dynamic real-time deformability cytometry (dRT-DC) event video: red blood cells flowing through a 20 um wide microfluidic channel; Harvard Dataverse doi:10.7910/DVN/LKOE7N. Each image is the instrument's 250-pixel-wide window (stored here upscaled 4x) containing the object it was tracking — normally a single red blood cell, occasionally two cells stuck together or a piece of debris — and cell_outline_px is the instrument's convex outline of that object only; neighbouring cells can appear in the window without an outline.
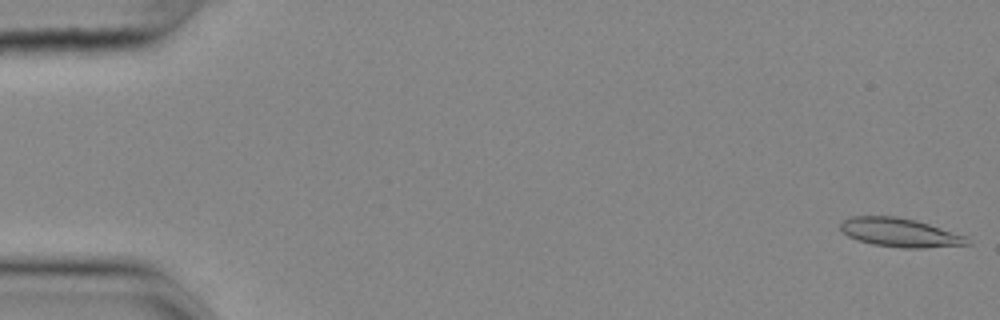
{"species": "common noctule bat (a hibernating species)", "species_latin": "Nyctalus noctula", "temperature_condition": "cold", "stored_images_in_passage": 56, "camera_frame_rate_fps": 3000, "um_per_image_px": 0.085, "animal": {"sex": "female", "body_mass_g": 25.1}, "frame": {"image": 1, "passage_image": 1, "time_ms": 0.0, "image_size_px": [1000, 320], "cell_outline_px": [[972, 244], [924, 248], [904, 248], [872, 244], [848, 236], [840, 228], [840, 224], [848, 216], [896, 216], [916, 220], [968, 236]], "centroid_in_image_um": [76.54, 19.76], "position_along_channel_um": 8.5, "area_um2": 21.33}}
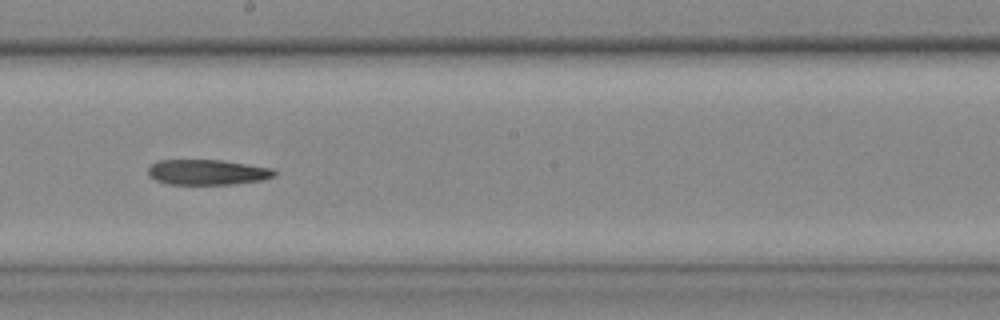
{"frame": {"image": 2, "passage_image": 31, "time_ms": 10.0, "image_size_px": [1000, 320], "cell_outline_px": [[276, 176], [264, 180], [232, 184], [168, 184], [156, 180], [148, 176], [148, 168], [156, 160], [224, 160], [272, 168], [276, 172]], "centroid_in_image_um": [17.64, 14.63], "position_along_channel_um": 230.6, "area_um2": 18.79}}
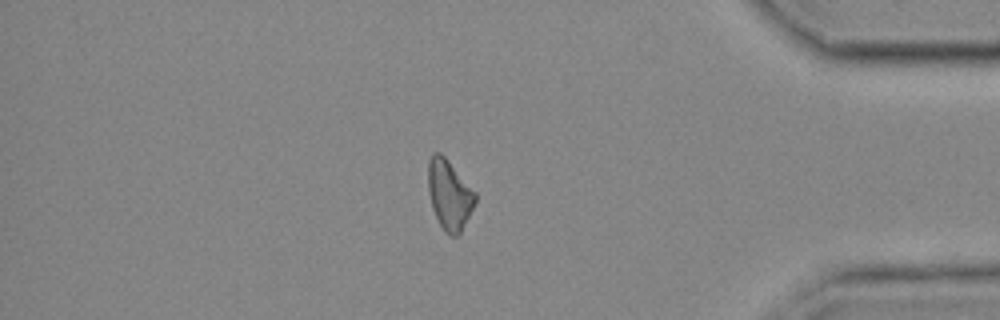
{"frame": {"image": 3, "passage_image": 47, "time_ms": 15.333, "image_size_px": [1000, 320], "cell_outline_px": [[476, 200], [460, 232], [456, 236], [448, 236], [444, 232], [432, 208], [428, 192], [428, 160], [432, 152], [440, 152], [448, 160], [476, 192]], "centroid_in_image_um": [38.17, 16.52], "position_along_channel_um": 397.0, "area_um2": 19.07}}